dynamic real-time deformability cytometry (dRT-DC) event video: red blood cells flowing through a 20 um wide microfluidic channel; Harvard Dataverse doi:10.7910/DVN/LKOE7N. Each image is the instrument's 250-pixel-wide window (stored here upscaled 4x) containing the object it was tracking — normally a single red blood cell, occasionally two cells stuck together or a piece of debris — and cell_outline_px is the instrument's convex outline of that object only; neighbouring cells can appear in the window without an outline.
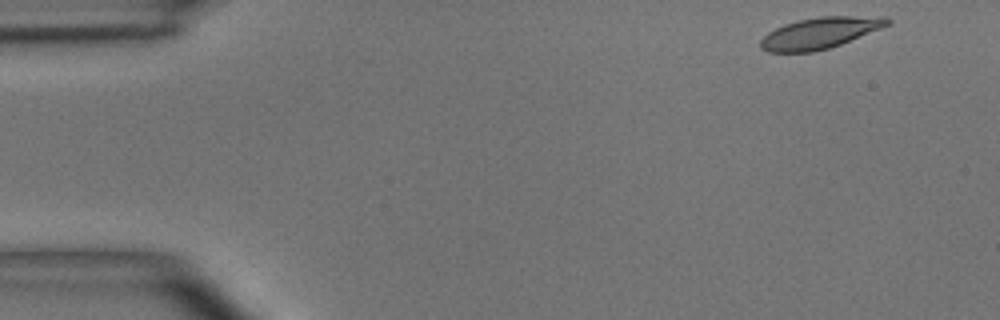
{"species": "common noctule bat (a hibernating species)", "species_latin": "Nyctalus noctula", "temperature_condition": "room temperature", "stored_images_in_passage": 4, "camera_frame_rate_fps": 3000, "um_per_image_px": 0.085, "animal": {"sex": "male", "body_mass_g": 15.6}, "frame": {"image": 1, "passage_image": 1, "time_ms": 0.0, "image_size_px": [1000, 320], "cell_outline_px": [[892, 24], [840, 44], [828, 48], [812, 52], [768, 52], [760, 48], [760, 40], [768, 32], [784, 24], [800, 20], [820, 16], [888, 16], [892, 20]], "centroid_in_image_um": [69.73, 2.79], "position_along_channel_um": 15.3, "area_um2": 23.12}}
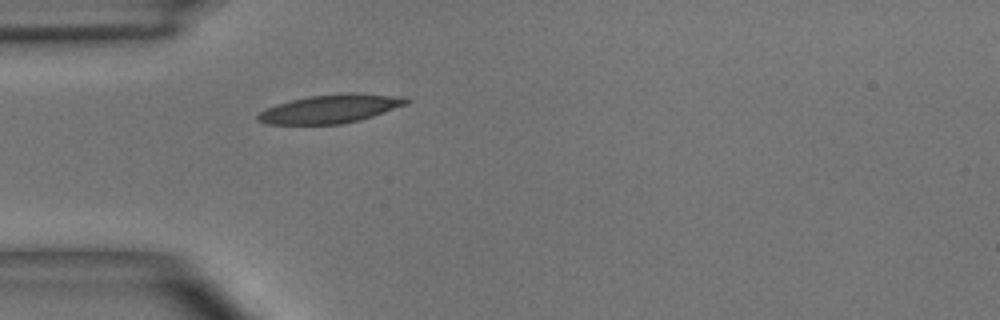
{"frame": {"image": 2, "passage_image": 4, "time_ms": 3.667, "image_size_px": [1000, 320], "cell_outline_px": [[412, 100], [408, 104], [360, 120], [340, 124], [268, 124], [256, 120], [256, 116], [260, 112], [276, 104], [308, 96], [344, 92], [352, 92], [408, 96]], "centroid_in_image_um": [28.16, 9.22], "position_along_channel_um": 56.8, "area_um2": 24.97}}